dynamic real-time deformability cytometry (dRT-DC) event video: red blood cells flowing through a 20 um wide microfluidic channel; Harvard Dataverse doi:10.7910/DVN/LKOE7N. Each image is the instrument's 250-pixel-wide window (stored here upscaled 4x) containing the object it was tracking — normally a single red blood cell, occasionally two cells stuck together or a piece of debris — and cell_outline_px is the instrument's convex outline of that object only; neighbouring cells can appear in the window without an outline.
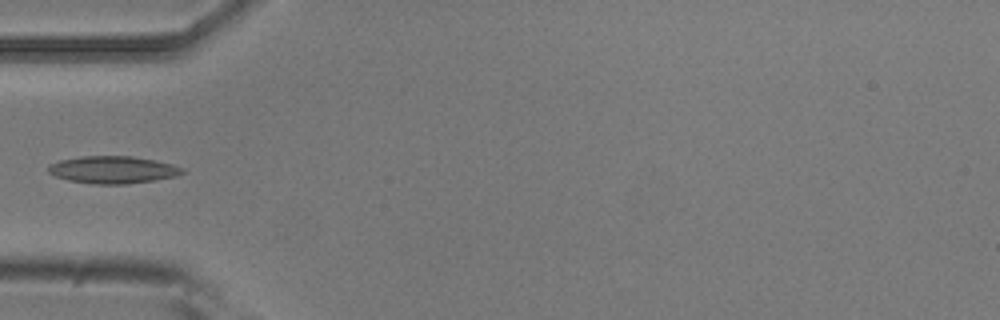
{"species": "common noctule bat (a hibernating species)", "species_latin": "Nyctalus noctula", "temperature_condition": "room temperature", "stored_images_in_passage": 4, "camera_frame_rate_fps": 3000, "um_per_image_px": 0.085, "animal": {"sex": "male", "body_mass_g": 20.5, "forearm_length_mm": 52.5}, "frame": {"image": 1, "passage_image": 3, "time_ms": 0.667, "image_size_px": [1000, 320], "cell_outline_px": [[188, 172], [176, 176], [156, 180], [124, 184], [92, 184], [68, 180], [56, 176], [48, 172], [48, 164], [60, 160], [80, 156], [132, 156], [172, 164], [184, 168]], "centroid_in_image_um": [9.61, 14.43], "position_along_channel_um": 75.4, "area_um2": 21.44}}
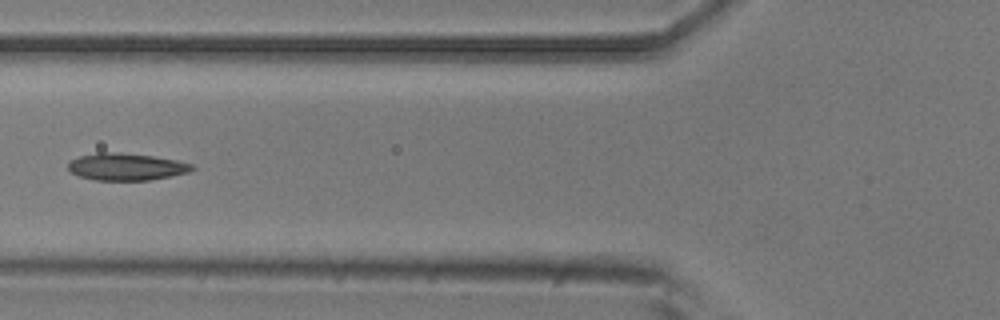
{"frame": {"image": 2, "passage_image": 4, "time_ms": 1.0, "image_size_px": [1000, 320], "cell_outline_px": [[196, 168], [192, 172], [148, 180], [96, 180], [80, 176], [72, 172], [68, 168], [68, 160], [80, 156], [96, 152], [120, 152], [152, 156], [176, 160], [192, 164]], "centroid_in_image_um": [10.74, 14.16], "position_along_channel_um": 115.1, "area_um2": 19.65}}